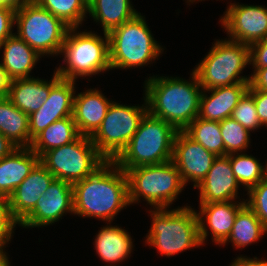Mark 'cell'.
Segmentation results:
<instances>
[{"label": "cell", "instance_id": "6da1fadb", "mask_svg": "<svg viewBox=\"0 0 267 266\" xmlns=\"http://www.w3.org/2000/svg\"><path fill=\"white\" fill-rule=\"evenodd\" d=\"M72 187L73 214L82 217H96L110 224L119 211L130 205L126 173L114 161H106Z\"/></svg>", "mask_w": 267, "mask_h": 266}, {"label": "cell", "instance_id": "7a4b0ae2", "mask_svg": "<svg viewBox=\"0 0 267 266\" xmlns=\"http://www.w3.org/2000/svg\"><path fill=\"white\" fill-rule=\"evenodd\" d=\"M192 81L177 77H149L145 81L148 113L183 131L199 114L202 87L194 71ZM201 89V90H200Z\"/></svg>", "mask_w": 267, "mask_h": 266}, {"label": "cell", "instance_id": "3957f363", "mask_svg": "<svg viewBox=\"0 0 267 266\" xmlns=\"http://www.w3.org/2000/svg\"><path fill=\"white\" fill-rule=\"evenodd\" d=\"M177 132L170 123L147 113L132 139L113 161L124 171L170 161Z\"/></svg>", "mask_w": 267, "mask_h": 266}, {"label": "cell", "instance_id": "277c9868", "mask_svg": "<svg viewBox=\"0 0 267 266\" xmlns=\"http://www.w3.org/2000/svg\"><path fill=\"white\" fill-rule=\"evenodd\" d=\"M151 229L146 243L158 249L161 255L170 257L192 247L202 245L196 211L190 206L172 209L154 208Z\"/></svg>", "mask_w": 267, "mask_h": 266}, {"label": "cell", "instance_id": "5b68a950", "mask_svg": "<svg viewBox=\"0 0 267 266\" xmlns=\"http://www.w3.org/2000/svg\"><path fill=\"white\" fill-rule=\"evenodd\" d=\"M109 61L114 68H132L150 64L163 48L154 40L145 17L140 13L108 33Z\"/></svg>", "mask_w": 267, "mask_h": 266}, {"label": "cell", "instance_id": "8992f818", "mask_svg": "<svg viewBox=\"0 0 267 266\" xmlns=\"http://www.w3.org/2000/svg\"><path fill=\"white\" fill-rule=\"evenodd\" d=\"M125 173L130 204L143 197L153 208H169L185 186L172 160L134 167Z\"/></svg>", "mask_w": 267, "mask_h": 266}, {"label": "cell", "instance_id": "52a82bcc", "mask_svg": "<svg viewBox=\"0 0 267 266\" xmlns=\"http://www.w3.org/2000/svg\"><path fill=\"white\" fill-rule=\"evenodd\" d=\"M76 30L75 27L67 31L61 51L67 65L56 68V73L62 79L75 81L78 77L110 70L108 34L104 33L102 38L91 31L76 33Z\"/></svg>", "mask_w": 267, "mask_h": 266}, {"label": "cell", "instance_id": "ba28073f", "mask_svg": "<svg viewBox=\"0 0 267 266\" xmlns=\"http://www.w3.org/2000/svg\"><path fill=\"white\" fill-rule=\"evenodd\" d=\"M250 64V46L232 40H217L193 70L203 90L249 83L250 76H239Z\"/></svg>", "mask_w": 267, "mask_h": 266}, {"label": "cell", "instance_id": "9c48e42d", "mask_svg": "<svg viewBox=\"0 0 267 266\" xmlns=\"http://www.w3.org/2000/svg\"><path fill=\"white\" fill-rule=\"evenodd\" d=\"M15 24H17V36L40 56L61 54L70 28L33 0H25L16 8Z\"/></svg>", "mask_w": 267, "mask_h": 266}, {"label": "cell", "instance_id": "30bf717a", "mask_svg": "<svg viewBox=\"0 0 267 266\" xmlns=\"http://www.w3.org/2000/svg\"><path fill=\"white\" fill-rule=\"evenodd\" d=\"M107 160L97 151L91 137L80 135L73 142L46 151L40 163L55 177L70 184L92 175Z\"/></svg>", "mask_w": 267, "mask_h": 266}, {"label": "cell", "instance_id": "8fae6325", "mask_svg": "<svg viewBox=\"0 0 267 266\" xmlns=\"http://www.w3.org/2000/svg\"><path fill=\"white\" fill-rule=\"evenodd\" d=\"M144 105L126 106L113 101L109 106L101 126L91 136L97 151L107 161H113L132 139L148 113L146 100Z\"/></svg>", "mask_w": 267, "mask_h": 266}, {"label": "cell", "instance_id": "7c38bea8", "mask_svg": "<svg viewBox=\"0 0 267 266\" xmlns=\"http://www.w3.org/2000/svg\"><path fill=\"white\" fill-rule=\"evenodd\" d=\"M75 81L62 79L56 71L50 81V94L44 104L29 115L30 138L33 140L53 122L73 114Z\"/></svg>", "mask_w": 267, "mask_h": 266}, {"label": "cell", "instance_id": "4fadbf2b", "mask_svg": "<svg viewBox=\"0 0 267 266\" xmlns=\"http://www.w3.org/2000/svg\"><path fill=\"white\" fill-rule=\"evenodd\" d=\"M221 18L230 40L251 45L267 37V8L230 3Z\"/></svg>", "mask_w": 267, "mask_h": 266}, {"label": "cell", "instance_id": "5bb4252c", "mask_svg": "<svg viewBox=\"0 0 267 266\" xmlns=\"http://www.w3.org/2000/svg\"><path fill=\"white\" fill-rule=\"evenodd\" d=\"M216 158L215 154L191 139L184 131L176 133L172 162L179 170L185 186L190 180L194 183V188L198 186L206 177Z\"/></svg>", "mask_w": 267, "mask_h": 266}, {"label": "cell", "instance_id": "9a60e30c", "mask_svg": "<svg viewBox=\"0 0 267 266\" xmlns=\"http://www.w3.org/2000/svg\"><path fill=\"white\" fill-rule=\"evenodd\" d=\"M67 212L74 213L72 184L54 179L35 208L18 225L25 228L46 227L59 221Z\"/></svg>", "mask_w": 267, "mask_h": 266}, {"label": "cell", "instance_id": "2e32d148", "mask_svg": "<svg viewBox=\"0 0 267 266\" xmlns=\"http://www.w3.org/2000/svg\"><path fill=\"white\" fill-rule=\"evenodd\" d=\"M239 183L234 176L230 155L217 156L199 188L200 204L227 202L237 199Z\"/></svg>", "mask_w": 267, "mask_h": 266}, {"label": "cell", "instance_id": "e0dca14e", "mask_svg": "<svg viewBox=\"0 0 267 266\" xmlns=\"http://www.w3.org/2000/svg\"><path fill=\"white\" fill-rule=\"evenodd\" d=\"M55 177L39 162L8 197L13 218L20 223L34 208Z\"/></svg>", "mask_w": 267, "mask_h": 266}, {"label": "cell", "instance_id": "ac0fdd59", "mask_svg": "<svg viewBox=\"0 0 267 266\" xmlns=\"http://www.w3.org/2000/svg\"><path fill=\"white\" fill-rule=\"evenodd\" d=\"M235 202V203H234ZM212 202L200 204L199 213L196 212L199 222V235L203 245L208 233L204 218L212 232V241L222 245L229 237L238 211L246 204V201Z\"/></svg>", "mask_w": 267, "mask_h": 266}, {"label": "cell", "instance_id": "d6986e66", "mask_svg": "<svg viewBox=\"0 0 267 266\" xmlns=\"http://www.w3.org/2000/svg\"><path fill=\"white\" fill-rule=\"evenodd\" d=\"M111 102L97 89L74 95L72 117L80 135L91 137L97 131Z\"/></svg>", "mask_w": 267, "mask_h": 266}, {"label": "cell", "instance_id": "ffe728a7", "mask_svg": "<svg viewBox=\"0 0 267 266\" xmlns=\"http://www.w3.org/2000/svg\"><path fill=\"white\" fill-rule=\"evenodd\" d=\"M248 89L249 83H236L204 90L200 97L198 117L218 122L231 117L237 103ZM206 91L211 92V95L205 94Z\"/></svg>", "mask_w": 267, "mask_h": 266}, {"label": "cell", "instance_id": "44dd1931", "mask_svg": "<svg viewBox=\"0 0 267 266\" xmlns=\"http://www.w3.org/2000/svg\"><path fill=\"white\" fill-rule=\"evenodd\" d=\"M40 162L29 147H17L0 160V196L8 198Z\"/></svg>", "mask_w": 267, "mask_h": 266}, {"label": "cell", "instance_id": "7402d4cb", "mask_svg": "<svg viewBox=\"0 0 267 266\" xmlns=\"http://www.w3.org/2000/svg\"><path fill=\"white\" fill-rule=\"evenodd\" d=\"M2 47L4 51L1 64L9 78L11 80L30 78V72L41 56L16 33L0 45V50Z\"/></svg>", "mask_w": 267, "mask_h": 266}, {"label": "cell", "instance_id": "603a6c76", "mask_svg": "<svg viewBox=\"0 0 267 266\" xmlns=\"http://www.w3.org/2000/svg\"><path fill=\"white\" fill-rule=\"evenodd\" d=\"M49 94L50 81L30 76L11 80L7 98L29 116L44 104Z\"/></svg>", "mask_w": 267, "mask_h": 266}, {"label": "cell", "instance_id": "cb8c5ba5", "mask_svg": "<svg viewBox=\"0 0 267 266\" xmlns=\"http://www.w3.org/2000/svg\"><path fill=\"white\" fill-rule=\"evenodd\" d=\"M95 249L102 261L117 263L128 258L133 248L132 238L125 229L117 226L103 227L95 238Z\"/></svg>", "mask_w": 267, "mask_h": 266}, {"label": "cell", "instance_id": "d4e9b609", "mask_svg": "<svg viewBox=\"0 0 267 266\" xmlns=\"http://www.w3.org/2000/svg\"><path fill=\"white\" fill-rule=\"evenodd\" d=\"M88 13L107 34L138 14L130 0H88Z\"/></svg>", "mask_w": 267, "mask_h": 266}, {"label": "cell", "instance_id": "484cf974", "mask_svg": "<svg viewBox=\"0 0 267 266\" xmlns=\"http://www.w3.org/2000/svg\"><path fill=\"white\" fill-rule=\"evenodd\" d=\"M0 132L16 147H30L29 116L7 97L0 101Z\"/></svg>", "mask_w": 267, "mask_h": 266}, {"label": "cell", "instance_id": "4316f807", "mask_svg": "<svg viewBox=\"0 0 267 266\" xmlns=\"http://www.w3.org/2000/svg\"><path fill=\"white\" fill-rule=\"evenodd\" d=\"M80 136L72 116L57 120L39 133L30 145L39 157L53 148L67 145Z\"/></svg>", "mask_w": 267, "mask_h": 266}, {"label": "cell", "instance_id": "83f0119b", "mask_svg": "<svg viewBox=\"0 0 267 266\" xmlns=\"http://www.w3.org/2000/svg\"><path fill=\"white\" fill-rule=\"evenodd\" d=\"M265 233H267L266 227L254 211L245 204L238 211L232 231L222 245H225L227 241H231L236 248L246 247L257 242Z\"/></svg>", "mask_w": 267, "mask_h": 266}, {"label": "cell", "instance_id": "f1b7e54d", "mask_svg": "<svg viewBox=\"0 0 267 266\" xmlns=\"http://www.w3.org/2000/svg\"><path fill=\"white\" fill-rule=\"evenodd\" d=\"M183 131L209 152L216 156H225L224 142L218 121L197 117Z\"/></svg>", "mask_w": 267, "mask_h": 266}, {"label": "cell", "instance_id": "f546056e", "mask_svg": "<svg viewBox=\"0 0 267 266\" xmlns=\"http://www.w3.org/2000/svg\"><path fill=\"white\" fill-rule=\"evenodd\" d=\"M60 18L70 28H78L88 13V0H33Z\"/></svg>", "mask_w": 267, "mask_h": 266}, {"label": "cell", "instance_id": "4dcf8cb0", "mask_svg": "<svg viewBox=\"0 0 267 266\" xmlns=\"http://www.w3.org/2000/svg\"><path fill=\"white\" fill-rule=\"evenodd\" d=\"M230 163L238 183L245 186L247 191L264 179L263 165L261 166V163L251 155L245 153L230 154Z\"/></svg>", "mask_w": 267, "mask_h": 266}, {"label": "cell", "instance_id": "1f68e13d", "mask_svg": "<svg viewBox=\"0 0 267 266\" xmlns=\"http://www.w3.org/2000/svg\"><path fill=\"white\" fill-rule=\"evenodd\" d=\"M220 130L225 148V156L241 153L248 148L250 142V131L245 129L239 122L232 117L219 122Z\"/></svg>", "mask_w": 267, "mask_h": 266}, {"label": "cell", "instance_id": "d6a6232c", "mask_svg": "<svg viewBox=\"0 0 267 266\" xmlns=\"http://www.w3.org/2000/svg\"><path fill=\"white\" fill-rule=\"evenodd\" d=\"M231 117L249 131H255L262 126L256 111L254 97L248 91L237 103Z\"/></svg>", "mask_w": 267, "mask_h": 266}, {"label": "cell", "instance_id": "836d02e7", "mask_svg": "<svg viewBox=\"0 0 267 266\" xmlns=\"http://www.w3.org/2000/svg\"><path fill=\"white\" fill-rule=\"evenodd\" d=\"M249 198L246 204L254 211L267 229V180L263 179L248 193Z\"/></svg>", "mask_w": 267, "mask_h": 266}, {"label": "cell", "instance_id": "e575fe53", "mask_svg": "<svg viewBox=\"0 0 267 266\" xmlns=\"http://www.w3.org/2000/svg\"><path fill=\"white\" fill-rule=\"evenodd\" d=\"M16 224L19 223L11 214L8 198L0 196V246H5L10 241Z\"/></svg>", "mask_w": 267, "mask_h": 266}, {"label": "cell", "instance_id": "d590c367", "mask_svg": "<svg viewBox=\"0 0 267 266\" xmlns=\"http://www.w3.org/2000/svg\"><path fill=\"white\" fill-rule=\"evenodd\" d=\"M15 10L11 6L0 5V45L14 34L12 28L15 24Z\"/></svg>", "mask_w": 267, "mask_h": 266}, {"label": "cell", "instance_id": "8d00e7d4", "mask_svg": "<svg viewBox=\"0 0 267 266\" xmlns=\"http://www.w3.org/2000/svg\"><path fill=\"white\" fill-rule=\"evenodd\" d=\"M253 68L267 67V37L250 45V65Z\"/></svg>", "mask_w": 267, "mask_h": 266}, {"label": "cell", "instance_id": "74e56055", "mask_svg": "<svg viewBox=\"0 0 267 266\" xmlns=\"http://www.w3.org/2000/svg\"><path fill=\"white\" fill-rule=\"evenodd\" d=\"M254 97L256 111L261 125L267 126V91L248 90Z\"/></svg>", "mask_w": 267, "mask_h": 266}, {"label": "cell", "instance_id": "f35d334b", "mask_svg": "<svg viewBox=\"0 0 267 266\" xmlns=\"http://www.w3.org/2000/svg\"><path fill=\"white\" fill-rule=\"evenodd\" d=\"M253 69L254 72L250 77L248 90L267 91V67Z\"/></svg>", "mask_w": 267, "mask_h": 266}, {"label": "cell", "instance_id": "ab89813d", "mask_svg": "<svg viewBox=\"0 0 267 266\" xmlns=\"http://www.w3.org/2000/svg\"><path fill=\"white\" fill-rule=\"evenodd\" d=\"M230 266H267V260H261L255 258L237 257Z\"/></svg>", "mask_w": 267, "mask_h": 266}, {"label": "cell", "instance_id": "60d3db41", "mask_svg": "<svg viewBox=\"0 0 267 266\" xmlns=\"http://www.w3.org/2000/svg\"><path fill=\"white\" fill-rule=\"evenodd\" d=\"M10 84H11V79L9 78L7 72L0 63V93L4 97H7L8 95Z\"/></svg>", "mask_w": 267, "mask_h": 266}, {"label": "cell", "instance_id": "b9f144b4", "mask_svg": "<svg viewBox=\"0 0 267 266\" xmlns=\"http://www.w3.org/2000/svg\"><path fill=\"white\" fill-rule=\"evenodd\" d=\"M17 147L13 145L1 132H0V160L9 155Z\"/></svg>", "mask_w": 267, "mask_h": 266}, {"label": "cell", "instance_id": "7bdbcfd3", "mask_svg": "<svg viewBox=\"0 0 267 266\" xmlns=\"http://www.w3.org/2000/svg\"><path fill=\"white\" fill-rule=\"evenodd\" d=\"M25 0H0V5L18 8Z\"/></svg>", "mask_w": 267, "mask_h": 266}, {"label": "cell", "instance_id": "ee69618b", "mask_svg": "<svg viewBox=\"0 0 267 266\" xmlns=\"http://www.w3.org/2000/svg\"><path fill=\"white\" fill-rule=\"evenodd\" d=\"M4 247L6 246H0V266H9L8 256L6 255L7 253L3 251Z\"/></svg>", "mask_w": 267, "mask_h": 266}, {"label": "cell", "instance_id": "f6af8a7d", "mask_svg": "<svg viewBox=\"0 0 267 266\" xmlns=\"http://www.w3.org/2000/svg\"><path fill=\"white\" fill-rule=\"evenodd\" d=\"M264 179L267 180V164L266 167H264Z\"/></svg>", "mask_w": 267, "mask_h": 266}, {"label": "cell", "instance_id": "bcb514c9", "mask_svg": "<svg viewBox=\"0 0 267 266\" xmlns=\"http://www.w3.org/2000/svg\"><path fill=\"white\" fill-rule=\"evenodd\" d=\"M5 97L0 93V101H2Z\"/></svg>", "mask_w": 267, "mask_h": 266}]
</instances>
